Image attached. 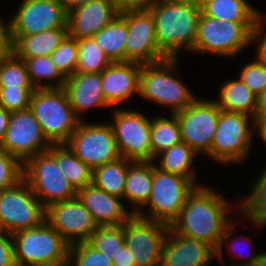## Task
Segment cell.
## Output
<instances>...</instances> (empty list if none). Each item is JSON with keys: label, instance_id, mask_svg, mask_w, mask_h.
Wrapping results in <instances>:
<instances>
[{"label": "cell", "instance_id": "1", "mask_svg": "<svg viewBox=\"0 0 266 266\" xmlns=\"http://www.w3.org/2000/svg\"><path fill=\"white\" fill-rule=\"evenodd\" d=\"M212 186L210 183L195 187L170 228L216 250L224 229L239 214V198L229 200Z\"/></svg>", "mask_w": 266, "mask_h": 266}, {"label": "cell", "instance_id": "2", "mask_svg": "<svg viewBox=\"0 0 266 266\" xmlns=\"http://www.w3.org/2000/svg\"><path fill=\"white\" fill-rule=\"evenodd\" d=\"M155 22L159 50L167 58H182V51L194 49L200 2L196 0H155L148 9Z\"/></svg>", "mask_w": 266, "mask_h": 266}, {"label": "cell", "instance_id": "3", "mask_svg": "<svg viewBox=\"0 0 266 266\" xmlns=\"http://www.w3.org/2000/svg\"><path fill=\"white\" fill-rule=\"evenodd\" d=\"M180 58H167L153 64H141L139 98L158 104L175 114L190 106L198 97L178 77Z\"/></svg>", "mask_w": 266, "mask_h": 266}, {"label": "cell", "instance_id": "4", "mask_svg": "<svg viewBox=\"0 0 266 266\" xmlns=\"http://www.w3.org/2000/svg\"><path fill=\"white\" fill-rule=\"evenodd\" d=\"M257 22H232L215 19L202 12L198 19L194 49L197 55H216L225 60L240 56L251 46V33Z\"/></svg>", "mask_w": 266, "mask_h": 266}, {"label": "cell", "instance_id": "5", "mask_svg": "<svg viewBox=\"0 0 266 266\" xmlns=\"http://www.w3.org/2000/svg\"><path fill=\"white\" fill-rule=\"evenodd\" d=\"M16 266H66L69 244L45 220L11 234Z\"/></svg>", "mask_w": 266, "mask_h": 266}, {"label": "cell", "instance_id": "6", "mask_svg": "<svg viewBox=\"0 0 266 266\" xmlns=\"http://www.w3.org/2000/svg\"><path fill=\"white\" fill-rule=\"evenodd\" d=\"M254 118L220 109L219 120L210 150V160L228 169L244 164L252 156Z\"/></svg>", "mask_w": 266, "mask_h": 266}, {"label": "cell", "instance_id": "7", "mask_svg": "<svg viewBox=\"0 0 266 266\" xmlns=\"http://www.w3.org/2000/svg\"><path fill=\"white\" fill-rule=\"evenodd\" d=\"M29 109L52 145L65 144L80 122L63 88L35 89Z\"/></svg>", "mask_w": 266, "mask_h": 266}, {"label": "cell", "instance_id": "8", "mask_svg": "<svg viewBox=\"0 0 266 266\" xmlns=\"http://www.w3.org/2000/svg\"><path fill=\"white\" fill-rule=\"evenodd\" d=\"M195 187L187 178L161 171L153 162V182L149 200L137 215L170 226Z\"/></svg>", "mask_w": 266, "mask_h": 266}, {"label": "cell", "instance_id": "9", "mask_svg": "<svg viewBox=\"0 0 266 266\" xmlns=\"http://www.w3.org/2000/svg\"><path fill=\"white\" fill-rule=\"evenodd\" d=\"M113 108L111 124L121 157L130 161H153L150 142L151 116L139 109Z\"/></svg>", "mask_w": 266, "mask_h": 266}, {"label": "cell", "instance_id": "10", "mask_svg": "<svg viewBox=\"0 0 266 266\" xmlns=\"http://www.w3.org/2000/svg\"><path fill=\"white\" fill-rule=\"evenodd\" d=\"M46 208L24 178L0 191V229L7 233L30 229L45 221Z\"/></svg>", "mask_w": 266, "mask_h": 266}, {"label": "cell", "instance_id": "11", "mask_svg": "<svg viewBox=\"0 0 266 266\" xmlns=\"http://www.w3.org/2000/svg\"><path fill=\"white\" fill-rule=\"evenodd\" d=\"M23 178L45 208L77 196L48 151L36 154L23 164Z\"/></svg>", "mask_w": 266, "mask_h": 266}, {"label": "cell", "instance_id": "12", "mask_svg": "<svg viewBox=\"0 0 266 266\" xmlns=\"http://www.w3.org/2000/svg\"><path fill=\"white\" fill-rule=\"evenodd\" d=\"M65 145L91 169L121 157L108 120L96 123L80 121Z\"/></svg>", "mask_w": 266, "mask_h": 266}, {"label": "cell", "instance_id": "13", "mask_svg": "<svg viewBox=\"0 0 266 266\" xmlns=\"http://www.w3.org/2000/svg\"><path fill=\"white\" fill-rule=\"evenodd\" d=\"M181 129L182 142L199 156L210 159L220 108L217 102L200 96L184 110L175 113Z\"/></svg>", "mask_w": 266, "mask_h": 266}, {"label": "cell", "instance_id": "14", "mask_svg": "<svg viewBox=\"0 0 266 266\" xmlns=\"http://www.w3.org/2000/svg\"><path fill=\"white\" fill-rule=\"evenodd\" d=\"M125 243L135 266H160L169 225L132 214L124 223Z\"/></svg>", "mask_w": 266, "mask_h": 266}, {"label": "cell", "instance_id": "15", "mask_svg": "<svg viewBox=\"0 0 266 266\" xmlns=\"http://www.w3.org/2000/svg\"><path fill=\"white\" fill-rule=\"evenodd\" d=\"M52 144L30 109L12 112L0 147L24 164L36 154L49 150Z\"/></svg>", "mask_w": 266, "mask_h": 266}, {"label": "cell", "instance_id": "16", "mask_svg": "<svg viewBox=\"0 0 266 266\" xmlns=\"http://www.w3.org/2000/svg\"><path fill=\"white\" fill-rule=\"evenodd\" d=\"M119 15L126 21L128 29L125 62L153 64L167 59L159 50L155 22L149 10H127Z\"/></svg>", "mask_w": 266, "mask_h": 266}, {"label": "cell", "instance_id": "17", "mask_svg": "<svg viewBox=\"0 0 266 266\" xmlns=\"http://www.w3.org/2000/svg\"><path fill=\"white\" fill-rule=\"evenodd\" d=\"M10 15L11 35H32L58 27H67L62 0H20Z\"/></svg>", "mask_w": 266, "mask_h": 266}, {"label": "cell", "instance_id": "18", "mask_svg": "<svg viewBox=\"0 0 266 266\" xmlns=\"http://www.w3.org/2000/svg\"><path fill=\"white\" fill-rule=\"evenodd\" d=\"M45 216L48 224L69 245L89 241L93 232L98 228L91 213L77 196L49 205Z\"/></svg>", "mask_w": 266, "mask_h": 266}, {"label": "cell", "instance_id": "19", "mask_svg": "<svg viewBox=\"0 0 266 266\" xmlns=\"http://www.w3.org/2000/svg\"><path fill=\"white\" fill-rule=\"evenodd\" d=\"M215 258L213 247L180 235L169 227L161 250L160 266H213Z\"/></svg>", "mask_w": 266, "mask_h": 266}, {"label": "cell", "instance_id": "20", "mask_svg": "<svg viewBox=\"0 0 266 266\" xmlns=\"http://www.w3.org/2000/svg\"><path fill=\"white\" fill-rule=\"evenodd\" d=\"M141 64L136 62H111L101 72V88L106 102L112 108H120L133 95L139 96Z\"/></svg>", "mask_w": 266, "mask_h": 266}, {"label": "cell", "instance_id": "21", "mask_svg": "<svg viewBox=\"0 0 266 266\" xmlns=\"http://www.w3.org/2000/svg\"><path fill=\"white\" fill-rule=\"evenodd\" d=\"M65 90L75 116L84 121L91 110L113 109L105 100L101 88V73H75L66 78Z\"/></svg>", "mask_w": 266, "mask_h": 266}, {"label": "cell", "instance_id": "22", "mask_svg": "<svg viewBox=\"0 0 266 266\" xmlns=\"http://www.w3.org/2000/svg\"><path fill=\"white\" fill-rule=\"evenodd\" d=\"M119 12L113 0H90L67 14V32L75 39L94 36Z\"/></svg>", "mask_w": 266, "mask_h": 266}, {"label": "cell", "instance_id": "23", "mask_svg": "<svg viewBox=\"0 0 266 266\" xmlns=\"http://www.w3.org/2000/svg\"><path fill=\"white\" fill-rule=\"evenodd\" d=\"M77 197L98 226L120 225L132 215L123 199L108 194L93 183L79 189Z\"/></svg>", "mask_w": 266, "mask_h": 266}, {"label": "cell", "instance_id": "24", "mask_svg": "<svg viewBox=\"0 0 266 266\" xmlns=\"http://www.w3.org/2000/svg\"><path fill=\"white\" fill-rule=\"evenodd\" d=\"M242 221H244V218L240 214H237V217H235L227 225V227L224 229V232H223V235L221 237L219 246L216 249V261L217 262L220 261V266L226 265L224 263V260H226V259H224L225 258L224 250H226V249L228 251V253L226 255H228L229 258L232 257L234 259V260L231 259L232 262L228 265H230V266H254V264H255V261L257 259V255H258L260 250L259 249L256 250L255 248H252V247H254L253 245H255V244L252 243L251 234H250V236H246L245 234L243 236L242 234L238 235V233H236V232H239V231H237V229L239 228V225L243 224ZM248 250H250V251H248Z\"/></svg>", "mask_w": 266, "mask_h": 266}, {"label": "cell", "instance_id": "25", "mask_svg": "<svg viewBox=\"0 0 266 266\" xmlns=\"http://www.w3.org/2000/svg\"><path fill=\"white\" fill-rule=\"evenodd\" d=\"M153 182V161H132L127 170L123 202L137 214L149 200ZM128 203V205H126ZM129 206V207H128Z\"/></svg>", "mask_w": 266, "mask_h": 266}, {"label": "cell", "instance_id": "26", "mask_svg": "<svg viewBox=\"0 0 266 266\" xmlns=\"http://www.w3.org/2000/svg\"><path fill=\"white\" fill-rule=\"evenodd\" d=\"M198 157L192 148L180 142L159 153L153 162L161 171L187 178L197 187L205 184L204 181L200 183L198 177L201 174H198L197 168L193 165Z\"/></svg>", "mask_w": 266, "mask_h": 266}, {"label": "cell", "instance_id": "27", "mask_svg": "<svg viewBox=\"0 0 266 266\" xmlns=\"http://www.w3.org/2000/svg\"><path fill=\"white\" fill-rule=\"evenodd\" d=\"M254 175L252 182L248 183V191L239 199V214L247 221L249 226L256 228V231H265L266 227V162ZM255 176L258 178H255ZM251 223V224H250Z\"/></svg>", "mask_w": 266, "mask_h": 266}, {"label": "cell", "instance_id": "28", "mask_svg": "<svg viewBox=\"0 0 266 266\" xmlns=\"http://www.w3.org/2000/svg\"><path fill=\"white\" fill-rule=\"evenodd\" d=\"M67 34V27H58L32 35H11L13 52L19 58L49 56Z\"/></svg>", "mask_w": 266, "mask_h": 266}, {"label": "cell", "instance_id": "29", "mask_svg": "<svg viewBox=\"0 0 266 266\" xmlns=\"http://www.w3.org/2000/svg\"><path fill=\"white\" fill-rule=\"evenodd\" d=\"M218 96L213 98L221 110L243 113L255 118L257 96L237 76L222 81Z\"/></svg>", "mask_w": 266, "mask_h": 266}, {"label": "cell", "instance_id": "30", "mask_svg": "<svg viewBox=\"0 0 266 266\" xmlns=\"http://www.w3.org/2000/svg\"><path fill=\"white\" fill-rule=\"evenodd\" d=\"M201 12L219 20L257 22L264 14L248 0H201Z\"/></svg>", "mask_w": 266, "mask_h": 266}, {"label": "cell", "instance_id": "31", "mask_svg": "<svg viewBox=\"0 0 266 266\" xmlns=\"http://www.w3.org/2000/svg\"><path fill=\"white\" fill-rule=\"evenodd\" d=\"M48 152L56 159L57 166L76 191L92 184L93 169L80 160L65 144L51 145Z\"/></svg>", "mask_w": 266, "mask_h": 266}, {"label": "cell", "instance_id": "32", "mask_svg": "<svg viewBox=\"0 0 266 266\" xmlns=\"http://www.w3.org/2000/svg\"><path fill=\"white\" fill-rule=\"evenodd\" d=\"M127 36V23L118 14L108 25L92 36V38L111 62H125V43Z\"/></svg>", "mask_w": 266, "mask_h": 266}, {"label": "cell", "instance_id": "33", "mask_svg": "<svg viewBox=\"0 0 266 266\" xmlns=\"http://www.w3.org/2000/svg\"><path fill=\"white\" fill-rule=\"evenodd\" d=\"M132 161L119 159L93 169L92 183L110 195L123 199L128 166Z\"/></svg>", "mask_w": 266, "mask_h": 266}, {"label": "cell", "instance_id": "34", "mask_svg": "<svg viewBox=\"0 0 266 266\" xmlns=\"http://www.w3.org/2000/svg\"><path fill=\"white\" fill-rule=\"evenodd\" d=\"M150 142L153 161L162 151L182 142L181 129L175 114L165 116L160 113L151 117Z\"/></svg>", "mask_w": 266, "mask_h": 266}, {"label": "cell", "instance_id": "35", "mask_svg": "<svg viewBox=\"0 0 266 266\" xmlns=\"http://www.w3.org/2000/svg\"><path fill=\"white\" fill-rule=\"evenodd\" d=\"M21 59L35 89L63 88L66 78L56 68L50 55Z\"/></svg>", "mask_w": 266, "mask_h": 266}, {"label": "cell", "instance_id": "36", "mask_svg": "<svg viewBox=\"0 0 266 266\" xmlns=\"http://www.w3.org/2000/svg\"><path fill=\"white\" fill-rule=\"evenodd\" d=\"M77 43L76 73H101L111 63L92 37L78 39Z\"/></svg>", "mask_w": 266, "mask_h": 266}, {"label": "cell", "instance_id": "37", "mask_svg": "<svg viewBox=\"0 0 266 266\" xmlns=\"http://www.w3.org/2000/svg\"><path fill=\"white\" fill-rule=\"evenodd\" d=\"M88 242L112 260L125 243L124 225L98 226Z\"/></svg>", "mask_w": 266, "mask_h": 266}, {"label": "cell", "instance_id": "38", "mask_svg": "<svg viewBox=\"0 0 266 266\" xmlns=\"http://www.w3.org/2000/svg\"><path fill=\"white\" fill-rule=\"evenodd\" d=\"M34 87L23 59L14 52L0 66V88Z\"/></svg>", "mask_w": 266, "mask_h": 266}, {"label": "cell", "instance_id": "39", "mask_svg": "<svg viewBox=\"0 0 266 266\" xmlns=\"http://www.w3.org/2000/svg\"><path fill=\"white\" fill-rule=\"evenodd\" d=\"M50 56L56 68L65 78L72 76L76 73L78 61L77 39L67 34Z\"/></svg>", "mask_w": 266, "mask_h": 266}, {"label": "cell", "instance_id": "40", "mask_svg": "<svg viewBox=\"0 0 266 266\" xmlns=\"http://www.w3.org/2000/svg\"><path fill=\"white\" fill-rule=\"evenodd\" d=\"M68 266H113V264L112 260L87 241L69 246Z\"/></svg>", "mask_w": 266, "mask_h": 266}, {"label": "cell", "instance_id": "41", "mask_svg": "<svg viewBox=\"0 0 266 266\" xmlns=\"http://www.w3.org/2000/svg\"><path fill=\"white\" fill-rule=\"evenodd\" d=\"M238 71V77L256 96L266 90V65L254 58L242 64Z\"/></svg>", "mask_w": 266, "mask_h": 266}, {"label": "cell", "instance_id": "42", "mask_svg": "<svg viewBox=\"0 0 266 266\" xmlns=\"http://www.w3.org/2000/svg\"><path fill=\"white\" fill-rule=\"evenodd\" d=\"M35 87L0 88V105L9 112L29 108Z\"/></svg>", "mask_w": 266, "mask_h": 266}, {"label": "cell", "instance_id": "43", "mask_svg": "<svg viewBox=\"0 0 266 266\" xmlns=\"http://www.w3.org/2000/svg\"><path fill=\"white\" fill-rule=\"evenodd\" d=\"M23 178V164L0 147V191Z\"/></svg>", "mask_w": 266, "mask_h": 266}, {"label": "cell", "instance_id": "44", "mask_svg": "<svg viewBox=\"0 0 266 266\" xmlns=\"http://www.w3.org/2000/svg\"><path fill=\"white\" fill-rule=\"evenodd\" d=\"M251 46L255 44L253 56L258 62L266 65V14H263L257 21L251 33Z\"/></svg>", "mask_w": 266, "mask_h": 266}, {"label": "cell", "instance_id": "45", "mask_svg": "<svg viewBox=\"0 0 266 266\" xmlns=\"http://www.w3.org/2000/svg\"><path fill=\"white\" fill-rule=\"evenodd\" d=\"M0 266H16L10 233L0 229Z\"/></svg>", "mask_w": 266, "mask_h": 266}, {"label": "cell", "instance_id": "46", "mask_svg": "<svg viewBox=\"0 0 266 266\" xmlns=\"http://www.w3.org/2000/svg\"><path fill=\"white\" fill-rule=\"evenodd\" d=\"M2 17L0 13V55H10L13 52L10 19Z\"/></svg>", "mask_w": 266, "mask_h": 266}, {"label": "cell", "instance_id": "47", "mask_svg": "<svg viewBox=\"0 0 266 266\" xmlns=\"http://www.w3.org/2000/svg\"><path fill=\"white\" fill-rule=\"evenodd\" d=\"M117 11L148 10L155 0H113Z\"/></svg>", "mask_w": 266, "mask_h": 266}, {"label": "cell", "instance_id": "48", "mask_svg": "<svg viewBox=\"0 0 266 266\" xmlns=\"http://www.w3.org/2000/svg\"><path fill=\"white\" fill-rule=\"evenodd\" d=\"M112 264L113 266H135L134 260L132 259V255L126 243L122 245V247L112 258Z\"/></svg>", "mask_w": 266, "mask_h": 266}, {"label": "cell", "instance_id": "49", "mask_svg": "<svg viewBox=\"0 0 266 266\" xmlns=\"http://www.w3.org/2000/svg\"><path fill=\"white\" fill-rule=\"evenodd\" d=\"M254 136L262 140L261 144L266 147V116H255Z\"/></svg>", "mask_w": 266, "mask_h": 266}, {"label": "cell", "instance_id": "50", "mask_svg": "<svg viewBox=\"0 0 266 266\" xmlns=\"http://www.w3.org/2000/svg\"><path fill=\"white\" fill-rule=\"evenodd\" d=\"M11 112L7 111L4 107L0 105V142L5 136V132L9 125Z\"/></svg>", "mask_w": 266, "mask_h": 266}, {"label": "cell", "instance_id": "51", "mask_svg": "<svg viewBox=\"0 0 266 266\" xmlns=\"http://www.w3.org/2000/svg\"><path fill=\"white\" fill-rule=\"evenodd\" d=\"M255 116H266V90L259 94L256 98Z\"/></svg>", "mask_w": 266, "mask_h": 266}, {"label": "cell", "instance_id": "52", "mask_svg": "<svg viewBox=\"0 0 266 266\" xmlns=\"http://www.w3.org/2000/svg\"><path fill=\"white\" fill-rule=\"evenodd\" d=\"M65 12L68 14L72 10L83 6L85 3H87L90 0H62Z\"/></svg>", "mask_w": 266, "mask_h": 266}, {"label": "cell", "instance_id": "53", "mask_svg": "<svg viewBox=\"0 0 266 266\" xmlns=\"http://www.w3.org/2000/svg\"><path fill=\"white\" fill-rule=\"evenodd\" d=\"M254 266H266V250L260 249Z\"/></svg>", "mask_w": 266, "mask_h": 266}, {"label": "cell", "instance_id": "54", "mask_svg": "<svg viewBox=\"0 0 266 266\" xmlns=\"http://www.w3.org/2000/svg\"><path fill=\"white\" fill-rule=\"evenodd\" d=\"M6 56H8V55H0V66H1V64H2V62H3V60H4V58H5Z\"/></svg>", "mask_w": 266, "mask_h": 266}]
</instances>
